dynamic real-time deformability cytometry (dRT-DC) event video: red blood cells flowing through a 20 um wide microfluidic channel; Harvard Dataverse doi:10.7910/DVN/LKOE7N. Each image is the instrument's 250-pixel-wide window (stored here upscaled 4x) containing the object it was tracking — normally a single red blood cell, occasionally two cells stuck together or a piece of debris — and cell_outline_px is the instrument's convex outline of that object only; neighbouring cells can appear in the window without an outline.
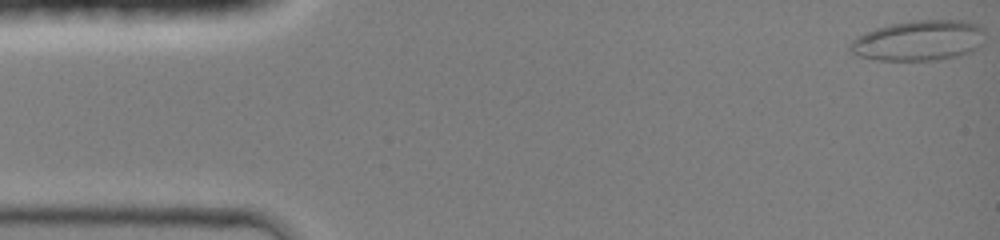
{"species": "common noctule bat (a hibernating species)", "species_latin": "Nyctalus noctula", "temperature_condition": "room temperature", "stored_images_in_passage": 10, "segment_of_instrument_passage": [1, 2], "camera_frame_rate_fps": 3000, "um_per_image_px": 0.085, "animal": {"sex": "female", "body_mass_g": 19.0, "forearm_length_mm": 51.5}, "frame": {"image": 1, "passage_image": 1, "time_ms": 0.0, "image_size_px": [1000, 240], "cell_outline_px": [[984, 44], [972, 52], [960, 56], [936, 60], [876, 60], [852, 56], [848, 52], [848, 44], [856, 36], [864, 32], [888, 24], [912, 20], [968, 20], [980, 24], [984, 28]], "centroid_in_image_um": [78.09, 3.44], "position_along_channel_um": 6.9, "area_um2": 32.83}}